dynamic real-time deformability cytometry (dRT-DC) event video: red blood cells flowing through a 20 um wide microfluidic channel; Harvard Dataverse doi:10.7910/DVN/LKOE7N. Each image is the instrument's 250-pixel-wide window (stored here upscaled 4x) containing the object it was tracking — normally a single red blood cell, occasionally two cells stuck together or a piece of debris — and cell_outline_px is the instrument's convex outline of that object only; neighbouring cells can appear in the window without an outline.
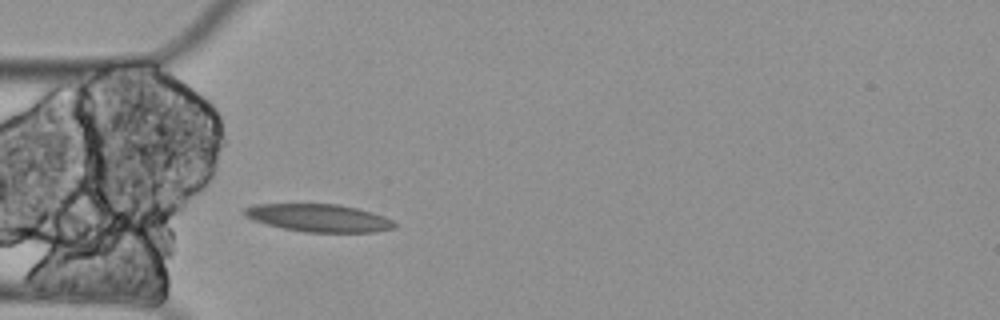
{"species": "Egyptian fruit bat (a non-hibernating species)", "species_latin": "Rousettus aegyptiacus", "temperature_condition": "cold", "stored_images_in_passage": 4, "camera_frame_rate_fps": 3000, "um_per_image_px": 0.085, "animal": {"sex": "female"}, "frame": {"image": 1, "passage_image": 4, "time_ms": 1.0, "image_size_px": [1000, 320], "cell_outline_px": [[396, 228], [376, 232], [304, 232], [284, 228], [252, 220], [244, 216], [240, 212], [244, 208], [252, 204], [340, 204], [372, 212], [384, 216], [392, 220], [396, 224]], "centroid_in_image_um": [27.08, 18.52], "position_along_channel_um": 57.9, "area_um2": 24.39}}